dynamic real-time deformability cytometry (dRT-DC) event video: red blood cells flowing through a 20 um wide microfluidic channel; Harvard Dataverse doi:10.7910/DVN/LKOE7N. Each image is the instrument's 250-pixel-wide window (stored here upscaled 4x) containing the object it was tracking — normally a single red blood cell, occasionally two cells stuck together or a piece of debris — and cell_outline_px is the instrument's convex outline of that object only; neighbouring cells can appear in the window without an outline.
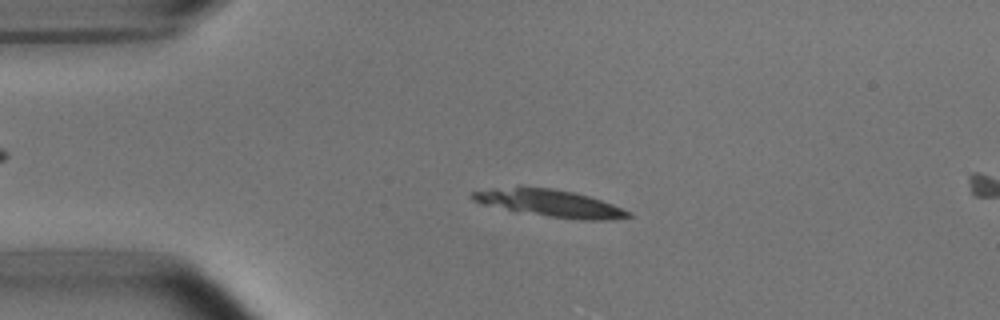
{"species": "common noctule bat (a hibernating species)", "species_latin": "Nyctalus noctula", "temperature_condition": "room temperature", "stored_images_in_passage": 13, "camera_frame_rate_fps": 3000, "um_per_image_px": 0.085, "animal": {"sex": "male", "body_mass_g": 15.6}, "frame": {"image": 1, "passage_image": 11, "time_ms": 3.333, "image_size_px": [1000, 320], "cell_outline_px": [[632, 216], [608, 220], [580, 220], [552, 216], [484, 204], [472, 200], [468, 196], [472, 192], [492, 188], [520, 184], [552, 188], [572, 192], [588, 196], [612, 204], [632, 212]], "centroid_in_image_um": [46.72, 17.22], "position_along_channel_um": 38.3, "area_um2": 24.51}}